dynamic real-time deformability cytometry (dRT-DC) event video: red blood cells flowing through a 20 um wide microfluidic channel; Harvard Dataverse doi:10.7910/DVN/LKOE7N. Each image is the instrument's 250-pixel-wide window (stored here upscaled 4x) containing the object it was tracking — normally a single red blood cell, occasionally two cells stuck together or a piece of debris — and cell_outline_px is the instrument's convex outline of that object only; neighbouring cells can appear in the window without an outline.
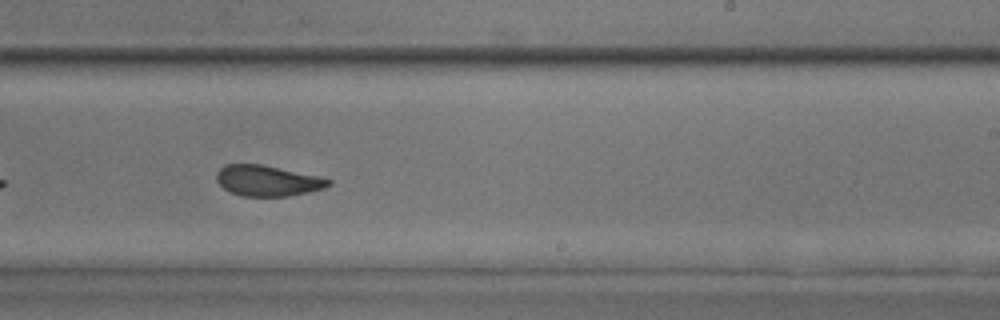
{"species": "common noctule bat (a hibernating species)", "species_latin": "Nyctalus noctula", "temperature_condition": "room temperature", "stored_images_in_passage": 23, "camera_frame_rate_fps": 3000, "um_per_image_px": 0.085, "animal": {"sex": "male", "body_mass_g": 17.9, "forearm_length_mm": 54.2}, "frame": {"image": 1, "passage_image": 17, "time_ms": 5.333, "image_size_px": [1000, 320], "cell_outline_px": [[332, 184], [324, 188], [308, 192], [288, 196], [244, 196], [232, 192], [224, 188], [216, 180], [216, 172], [224, 164], [260, 164], [316, 176], [332, 180]], "centroid_in_image_um": [22.71, 15.36], "position_along_channel_um": 266.3, "area_um2": 19.77}}